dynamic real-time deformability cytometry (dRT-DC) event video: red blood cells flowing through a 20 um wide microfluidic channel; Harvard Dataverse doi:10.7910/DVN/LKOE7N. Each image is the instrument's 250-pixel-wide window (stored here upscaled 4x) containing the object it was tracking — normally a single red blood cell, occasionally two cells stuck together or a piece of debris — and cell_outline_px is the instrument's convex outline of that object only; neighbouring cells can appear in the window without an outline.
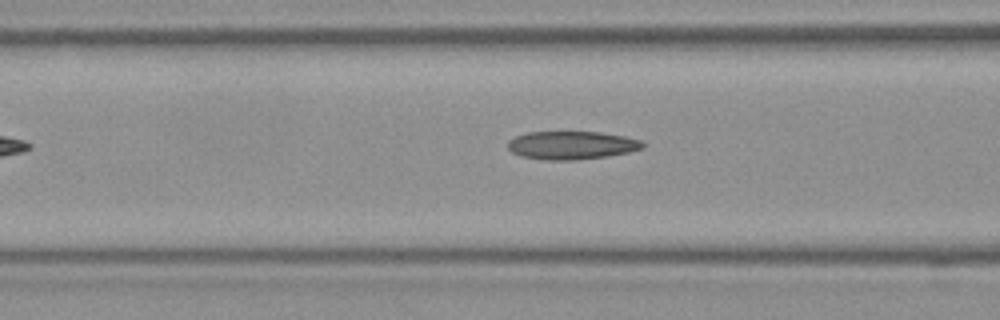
{"species": "Egyptian fruit bat (a non-hibernating species)", "species_latin": "Rousettus aegyptiacus", "temperature_condition": "room temperature", "stored_images_in_passage": 9, "camera_frame_rate_fps": 3000, "um_per_image_px": 0.085, "frame": {"image": 1, "passage_image": 7, "time_ms": 2.0, "image_size_px": [1000, 320], "cell_outline_px": [[644, 148], [628, 152], [608, 156], [576, 160], [544, 160], [520, 156], [512, 152], [508, 148], [508, 140], [516, 136], [528, 132], [600, 132], [624, 136], [640, 140], [644, 144]], "centroid_in_image_um": [48.57, 12.35], "position_along_channel_um": 118.0, "area_um2": 22.2}}